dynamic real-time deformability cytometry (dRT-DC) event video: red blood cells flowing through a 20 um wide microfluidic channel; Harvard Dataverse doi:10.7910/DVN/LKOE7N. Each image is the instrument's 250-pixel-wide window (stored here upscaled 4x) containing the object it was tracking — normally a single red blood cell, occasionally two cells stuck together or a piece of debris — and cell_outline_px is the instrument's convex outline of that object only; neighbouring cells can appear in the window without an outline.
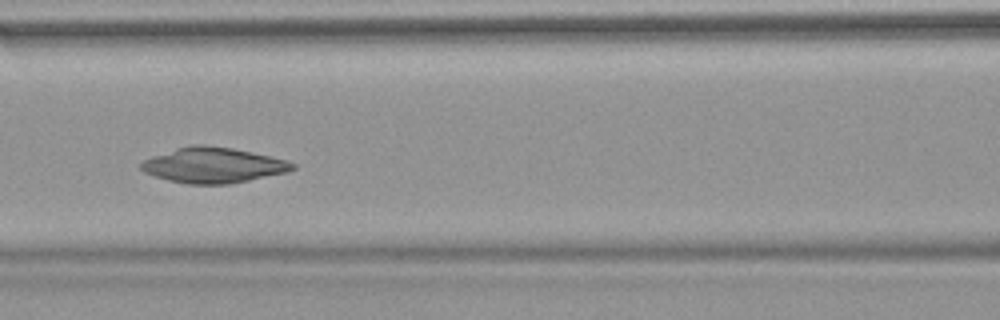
{"species": "common noctule bat (a hibernating species)", "species_latin": "Nyctalus noctula", "temperature_condition": "warm", "stored_images_in_passage": 54, "camera_frame_rate_fps": 3000, "um_per_image_px": 0.085, "animal": {"sex": "female", "body_mass_g": 18.4}, "frame": {"image": 1, "passage_image": 24, "time_ms": 7.667, "image_size_px": [1000, 320], "cell_outline_px": [[296, 168], [288, 172], [232, 184], [188, 184], [168, 180], [144, 172], [140, 168], [140, 164], [144, 160], [152, 156], [176, 148], [192, 144], [204, 144], [232, 148], [252, 152], [288, 160], [296, 164]], "centroid_in_image_um": [18.15, 14.04], "position_along_channel_um": 148.4, "area_um2": 31.39}}